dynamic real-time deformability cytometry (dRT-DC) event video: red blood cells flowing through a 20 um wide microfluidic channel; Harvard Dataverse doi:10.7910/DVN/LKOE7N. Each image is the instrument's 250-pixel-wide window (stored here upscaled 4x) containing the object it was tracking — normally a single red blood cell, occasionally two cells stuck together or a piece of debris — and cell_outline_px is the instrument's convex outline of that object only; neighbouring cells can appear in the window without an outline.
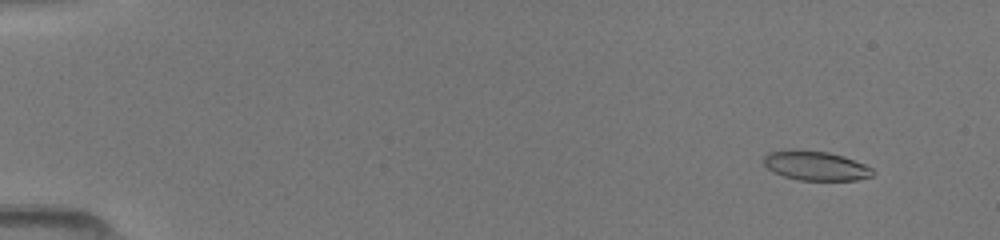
{"species": "common noctule bat (a hibernating species)", "species_latin": "Nyctalus noctula", "temperature_condition": "room temperature", "stored_images_in_passage": 11, "camera_frame_rate_fps": 3000, "um_per_image_px": 0.085, "animal": {"sex": "female", "body_mass_g": 19.5, "forearm_length_mm": 54.1}, "frame": {"image": 1, "passage_image": 2, "time_ms": 0.667, "image_size_px": [1000, 240], "cell_outline_px": [[876, 172], [872, 176], [856, 180], [800, 180], [784, 176], [772, 172], [764, 164], [764, 156], [768, 152], [792, 148], [800, 148], [828, 152], [844, 156], [864, 164], [872, 168]], "centroid_in_image_um": [69.31, 14.06], "position_along_channel_um": 15.7, "area_um2": 19.02}}
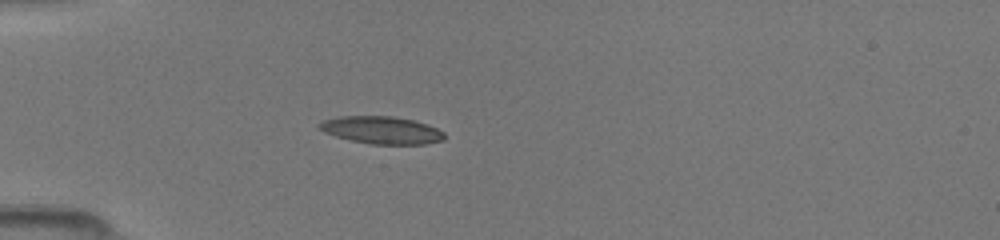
{"frame": {"image": 2, "passage_image": 7, "time_ms": 4.333, "image_size_px": [1000, 240], "cell_outline_px": [[444, 140], [424, 144], [372, 144], [352, 140], [336, 136], [324, 132], [316, 124], [324, 120], [340, 116], [392, 116], [412, 120], [428, 124], [444, 132]], "centroid_in_image_um": [32.44, 11.05], "position_along_channel_um": 52.6, "area_um2": 19.88}}
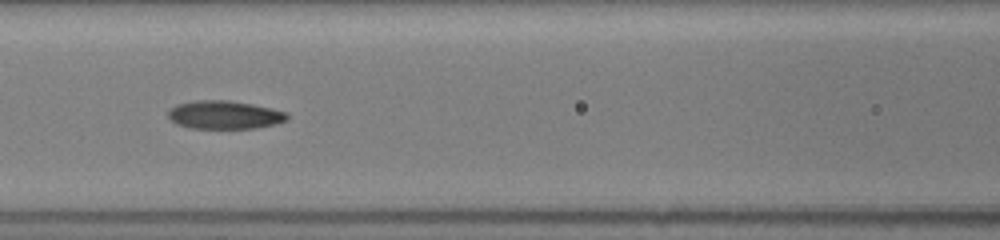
{"frame": {"image": 3, "passage_image": 10, "time_ms": 7.0, "image_size_px": [1000, 240], "cell_outline_px": [[288, 120], [276, 124], [256, 128], [188, 128], [176, 124], [168, 116], [168, 112], [176, 104], [196, 100], [228, 100], [252, 104], [272, 108], [288, 112]], "centroid_in_image_um": [19.11, 9.76], "position_along_channel_um": 147.5, "area_um2": 19.71}}